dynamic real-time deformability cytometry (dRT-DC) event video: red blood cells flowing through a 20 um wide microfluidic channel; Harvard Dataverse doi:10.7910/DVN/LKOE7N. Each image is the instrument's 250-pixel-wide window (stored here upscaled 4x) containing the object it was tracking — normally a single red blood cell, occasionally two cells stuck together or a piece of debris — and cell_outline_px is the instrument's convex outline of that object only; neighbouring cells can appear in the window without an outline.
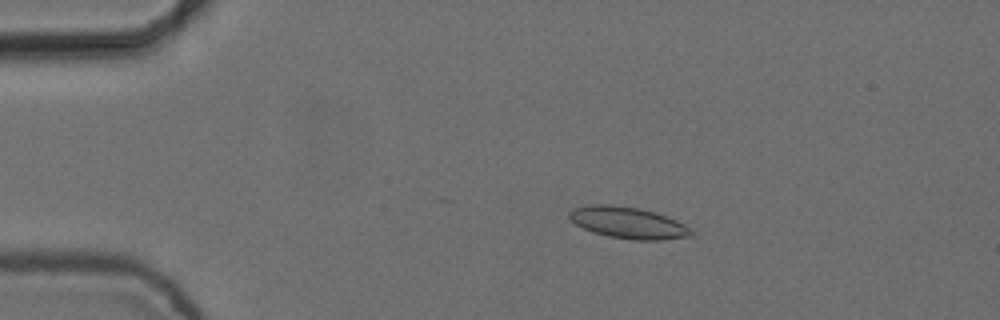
{"species": "common noctule bat (a hibernating species)", "species_latin": "Nyctalus noctula", "temperature_condition": "cold", "stored_images_in_passage": 7, "camera_frame_rate_fps": 3000, "um_per_image_px": 0.085, "animal": {"sex": "female", "body_mass_g": 24.6, "forearm_length_mm": 56.2}, "frame": {"image": 1, "passage_image": 3, "time_ms": 0.667, "image_size_px": [1000, 320], "cell_outline_px": [[696, 232], [692, 236], [664, 240], [632, 240], [608, 236], [592, 232], [576, 224], [568, 216], [568, 212], [572, 208], [588, 204], [612, 204], [640, 208], [656, 212], [676, 220], [692, 228]], "centroid_in_image_um": [53.41, 18.93], "position_along_channel_um": 31.6, "area_um2": 22.83}}
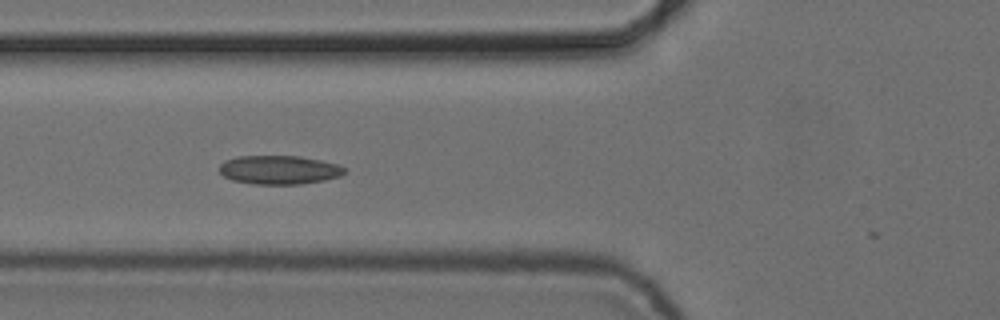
{"frame": {"image": 2, "passage_image": 6, "time_ms": 1.667, "image_size_px": [1000, 320], "cell_outline_px": [[348, 172], [340, 176], [324, 180], [300, 184], [252, 184], [232, 180], [224, 176], [220, 172], [220, 164], [224, 160], [236, 156], [300, 156], [340, 164], [348, 168]], "centroid_in_image_um": [23.77, 14.43], "position_along_channel_um": 102.0, "area_um2": 21.27}}
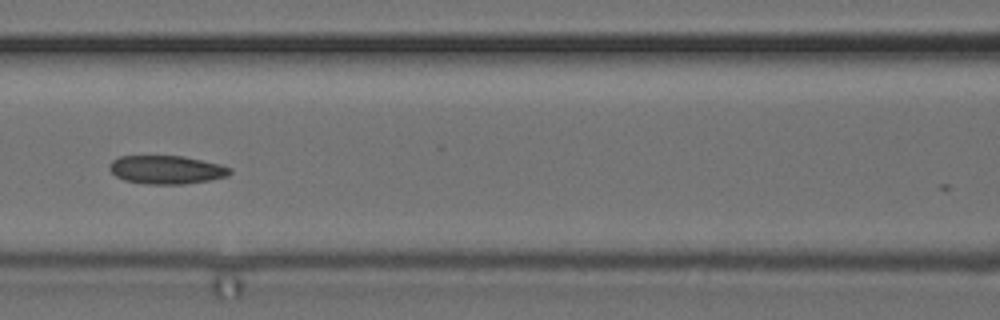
{"frame": {"image": 3, "passage_image": 7, "time_ms": 2.0, "image_size_px": [1000, 320], "cell_outline_px": [[232, 172], [228, 176], [208, 180], [184, 184], [148, 184], [124, 180], [116, 176], [108, 168], [108, 164], [112, 160], [120, 156], [184, 156], [220, 164], [232, 168]], "centroid_in_image_um": [14.15, 14.42], "position_along_channel_um": 152.5, "area_um2": 20.0}}